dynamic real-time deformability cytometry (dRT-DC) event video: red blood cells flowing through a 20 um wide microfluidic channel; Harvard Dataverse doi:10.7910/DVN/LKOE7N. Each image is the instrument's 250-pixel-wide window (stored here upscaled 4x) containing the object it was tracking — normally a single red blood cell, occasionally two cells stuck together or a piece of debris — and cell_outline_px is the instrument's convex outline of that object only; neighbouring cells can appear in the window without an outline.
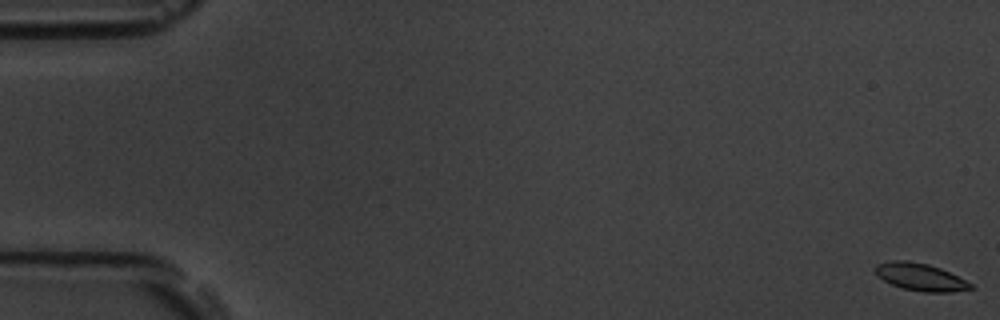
{"species": "common noctule bat (a hibernating species)", "species_latin": "Nyctalus noctula", "temperature_condition": "room temperature", "stored_images_in_passage": 12, "camera_frame_rate_fps": 3000, "um_per_image_px": 0.085, "animal": {"sex": "male", "body_mass_g": 19.5, "forearm_length_mm": 54.6}, "frame": {"image": 1, "passage_image": 1, "time_ms": 0.0, "image_size_px": [1000, 320], "cell_outline_px": [[976, 288], [952, 292], [924, 292], [904, 288], [892, 284], [884, 280], [876, 272], [876, 264], [892, 260], [908, 260], [928, 264], [940, 268], [972, 284]], "centroid_in_image_um": [78.26, 23.54], "position_along_channel_um": 6.7, "area_um2": 14.97}}
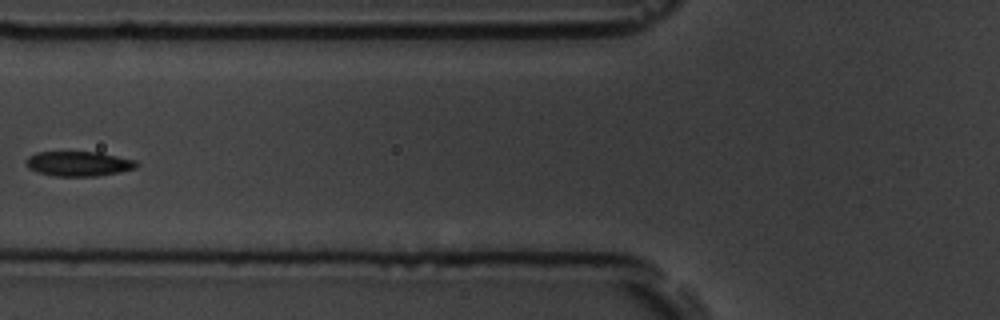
{"frame": {"image": 2, "passage_image": 7, "time_ms": 7.667, "image_size_px": [1000, 320], "cell_outline_px": [[140, 164], [136, 168], [120, 172], [96, 176], [52, 176], [36, 172], [28, 168], [24, 164], [28, 156], [36, 152], [100, 152], [136, 160]], "centroid_in_image_um": [6.67, 13.92], "position_along_channel_um": 119.1, "area_um2": 16.24}}
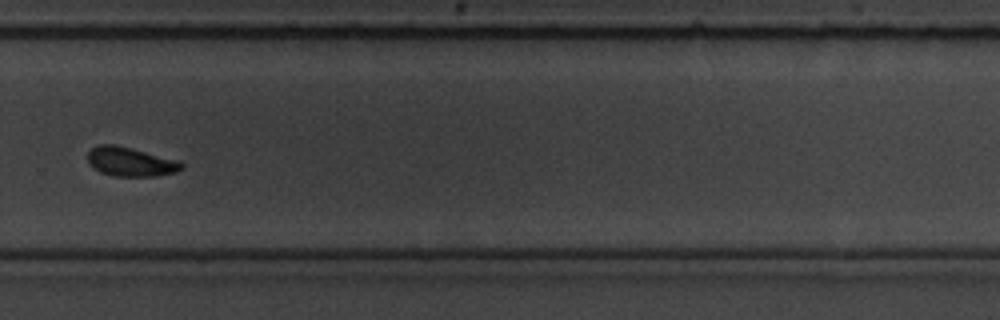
{"frame": {"image": 3, "passage_image": 12, "time_ms": 13.333, "image_size_px": [1000, 320], "cell_outline_px": [[184, 168], [176, 172], [156, 176], [112, 176], [100, 172], [92, 168], [88, 164], [88, 152], [92, 148], [100, 144], [116, 144], [180, 160], [184, 164]], "centroid_in_image_um": [11.1, 13.75], "position_along_channel_um": 318.7, "area_um2": 16.24}}